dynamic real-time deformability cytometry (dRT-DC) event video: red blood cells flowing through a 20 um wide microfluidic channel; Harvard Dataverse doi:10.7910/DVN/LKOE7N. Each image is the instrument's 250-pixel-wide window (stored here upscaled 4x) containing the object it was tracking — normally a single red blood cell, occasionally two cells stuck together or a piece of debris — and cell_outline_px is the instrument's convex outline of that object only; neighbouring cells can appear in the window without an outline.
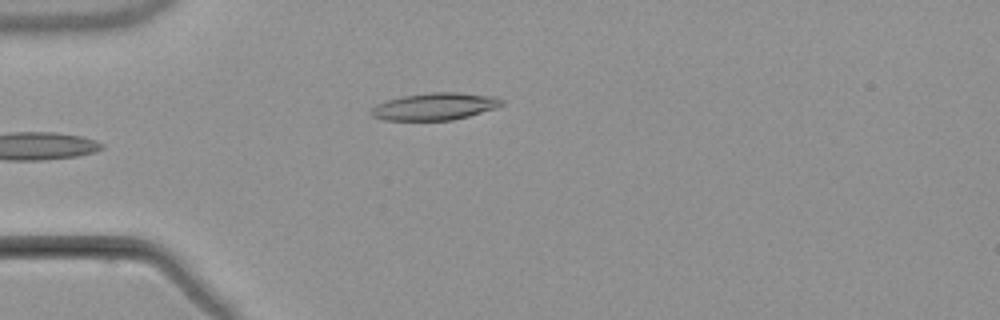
{"species": "common noctule bat (a hibernating species)", "species_latin": "Nyctalus noctula", "temperature_condition": "warm", "stored_images_in_passage": 5, "camera_frame_rate_fps": 3000, "um_per_image_px": 0.085, "animal": {"sex": "male", "body_mass_g": 21.5, "forearm_length_mm": 52.0}, "frame": {"image": 1, "passage_image": 5, "time_ms": 5.667, "image_size_px": [1000, 320], "cell_outline_px": [[504, 104], [468, 116], [452, 120], [384, 120], [372, 116], [368, 112], [376, 104], [388, 100], [404, 96], [432, 92], [460, 92], [496, 96], [504, 100]], "centroid_in_image_um": [36.95, 9.04], "position_along_channel_um": 48.1, "area_um2": 20.58}}